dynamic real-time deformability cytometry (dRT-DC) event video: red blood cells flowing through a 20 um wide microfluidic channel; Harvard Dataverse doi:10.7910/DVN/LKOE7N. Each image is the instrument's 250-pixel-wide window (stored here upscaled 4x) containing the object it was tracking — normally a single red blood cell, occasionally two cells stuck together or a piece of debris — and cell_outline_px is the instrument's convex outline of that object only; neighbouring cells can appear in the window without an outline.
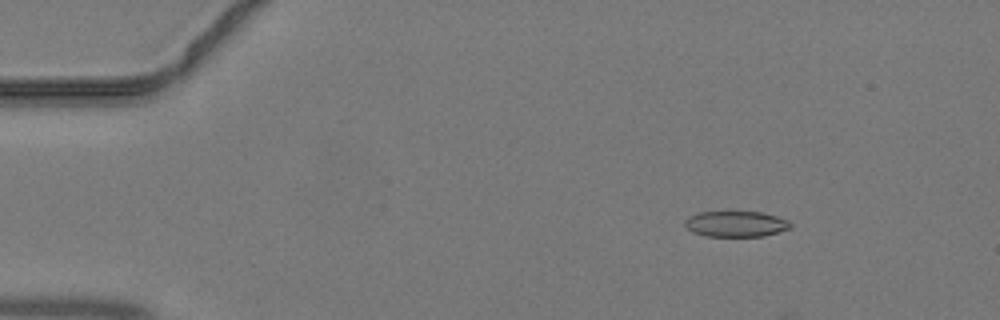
{"species": "common noctule bat (a hibernating species)", "species_latin": "Nyctalus noctula", "temperature_condition": "warm", "stored_images_in_passage": 11, "camera_frame_rate_fps": 3000, "um_per_image_px": 0.085, "animal": {"sex": "male", "body_mass_g": 19.2, "forearm_length_mm": 51.8}, "frame": {"image": 1, "passage_image": 6, "time_ms": 1.667, "image_size_px": [1000, 320], "cell_outline_px": [[792, 228], [764, 236], [704, 236], [692, 232], [684, 224], [684, 220], [688, 216], [700, 212], [760, 212], [776, 216], [788, 220], [792, 224]], "centroid_in_image_um": [62.55, 19.04], "position_along_channel_um": 22.5, "area_um2": 15.9}}